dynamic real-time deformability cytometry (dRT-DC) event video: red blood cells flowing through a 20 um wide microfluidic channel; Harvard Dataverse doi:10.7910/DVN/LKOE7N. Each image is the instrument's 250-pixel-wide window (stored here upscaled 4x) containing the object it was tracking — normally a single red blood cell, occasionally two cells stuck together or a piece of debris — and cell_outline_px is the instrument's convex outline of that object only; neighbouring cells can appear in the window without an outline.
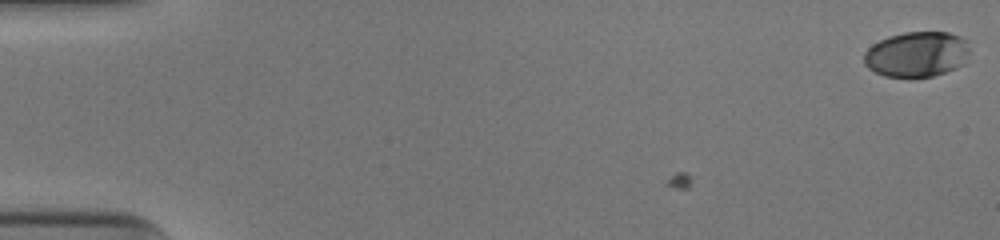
{"species": "human", "species_latin": "Homo sapiens", "temperature_condition": "cold", "stored_images_in_passage": 48, "camera_frame_rate_fps": 3000, "um_per_image_px": 0.085, "donor": {"sex": "male"}, "frame": {"image": 1, "passage_image": 1, "time_ms": 0.0, "image_size_px": [1000, 240], "cell_outline_px": [[968, 52], [964, 64], [956, 68], [932, 76], [884, 76], [868, 68], [864, 64], [864, 52], [872, 44], [888, 36], [904, 32], [948, 32], [960, 36], [968, 40]], "centroid_in_image_um": [77.92, 4.59], "position_along_channel_um": 7.1, "area_um2": 27.92}}
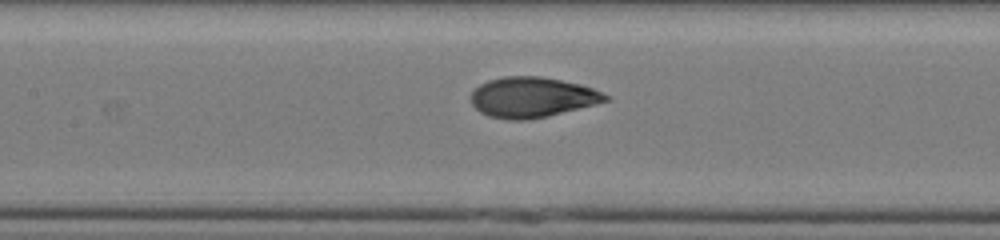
{"frame": {"image": 2, "passage_image": 26, "time_ms": 8.333, "image_size_px": [1000, 240], "cell_outline_px": [[612, 96], [608, 100], [548, 116], [528, 120], [508, 120], [488, 116], [480, 112], [472, 104], [472, 92], [480, 84], [488, 80], [504, 76], [540, 76], [580, 84], [592, 88]], "centroid_in_image_um": [45.22, 8.27], "position_along_channel_um": 162.2, "area_um2": 31.44}}
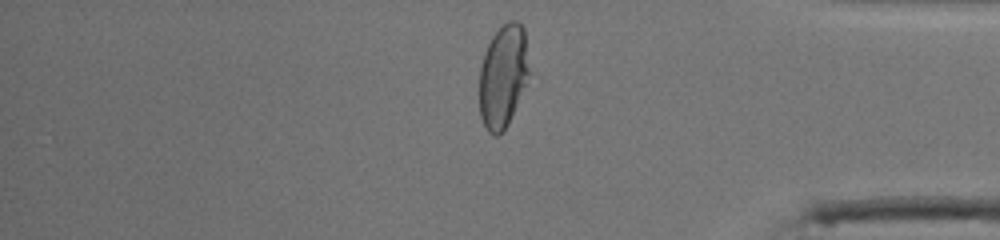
{"frame": {"image": 3, "passage_image": 45, "time_ms": 14.667, "image_size_px": [1000, 240], "cell_outline_px": [[528, 72], [524, 84], [508, 124], [504, 132], [496, 136], [492, 136], [488, 132], [480, 116], [480, 68], [484, 52], [492, 36], [508, 20], [516, 20], [524, 28], [528, 68]], "centroid_in_image_um": [42.72, 6.48], "position_along_channel_um": 392.5, "area_um2": 29.25}, "authors_computed_cell_mechanics": {"area_um2": 30.8941, "velocity_mm_per_s": 3.9555, "shape_relaxation_time_tau1_ms": 4.8857, "shape_relaxation_time_tau2_ms": 0.7273, "deformation_change_tau1": 0.2055, "deformation_change_tau2": 0.0531}}